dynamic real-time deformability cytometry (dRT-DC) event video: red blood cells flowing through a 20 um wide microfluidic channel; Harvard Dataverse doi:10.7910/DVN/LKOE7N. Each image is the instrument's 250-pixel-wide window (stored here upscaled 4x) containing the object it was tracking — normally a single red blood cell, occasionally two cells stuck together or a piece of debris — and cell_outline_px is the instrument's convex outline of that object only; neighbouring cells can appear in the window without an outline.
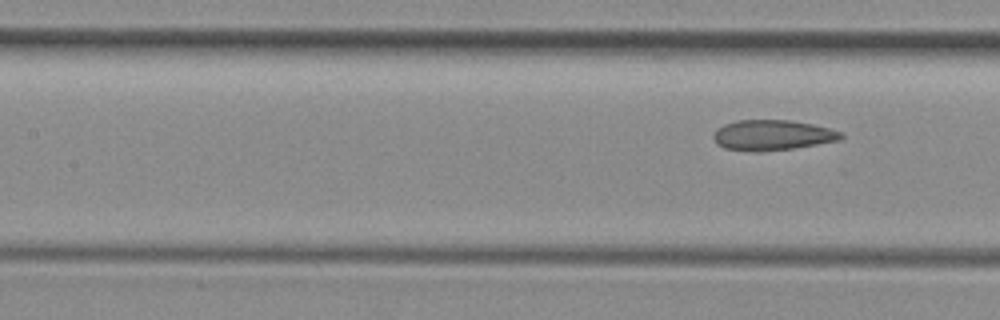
{"species": "common noctule bat (a hibernating species)", "species_latin": "Nyctalus noctula", "temperature_condition": "room temperature", "stored_images_in_passage": 5, "segment_of_instrument_passage": [2, 2], "camera_frame_rate_fps": 3000, "um_per_image_px": 0.085, "animal": {"sex": "female", "body_mass_g": 29.2, "forearm_length_mm": 56.3}, "frame": {"image": 1, "passage_image": 5, "time_ms": 1.333, "image_size_px": [1000, 320], "cell_outline_px": [[844, 136], [840, 140], [792, 148], [760, 152], [756, 152], [724, 148], [716, 144], [712, 136], [716, 128], [724, 124], [736, 120], [792, 120], [812, 124], [828, 128], [840, 132]], "centroid_in_image_um": [65.59, 11.48], "position_along_channel_um": 141.8, "area_um2": 22.6}}